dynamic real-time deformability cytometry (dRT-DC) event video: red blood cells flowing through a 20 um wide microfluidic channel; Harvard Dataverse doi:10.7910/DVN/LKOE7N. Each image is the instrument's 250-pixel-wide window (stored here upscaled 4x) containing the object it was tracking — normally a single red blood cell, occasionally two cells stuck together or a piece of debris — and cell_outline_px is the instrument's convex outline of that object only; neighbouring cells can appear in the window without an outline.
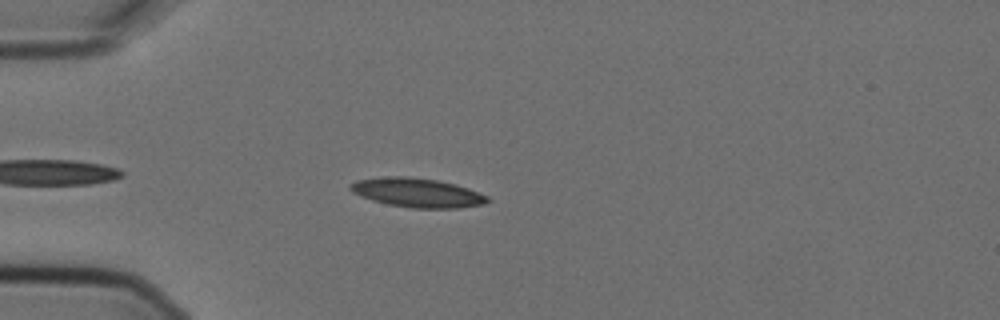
{"species": "Egyptian fruit bat (a non-hibernating species)", "species_latin": "Rousettus aegyptiacus", "temperature_condition": "cold", "stored_images_in_passage": 7, "camera_frame_rate_fps": 3000, "um_per_image_px": 0.085, "animal": {"sex": "female"}, "frame": {"image": 1, "passage_image": 5, "time_ms": 1.333, "image_size_px": [1000, 320], "cell_outline_px": [[492, 200], [484, 204], [460, 208], [412, 208], [388, 204], [372, 200], [352, 192], [348, 188], [356, 180], [388, 176], [408, 176], [436, 180], [456, 184], [468, 188], [488, 196]], "centroid_in_image_um": [35.5, 16.38], "position_along_channel_um": 49.5, "area_um2": 23.29}}
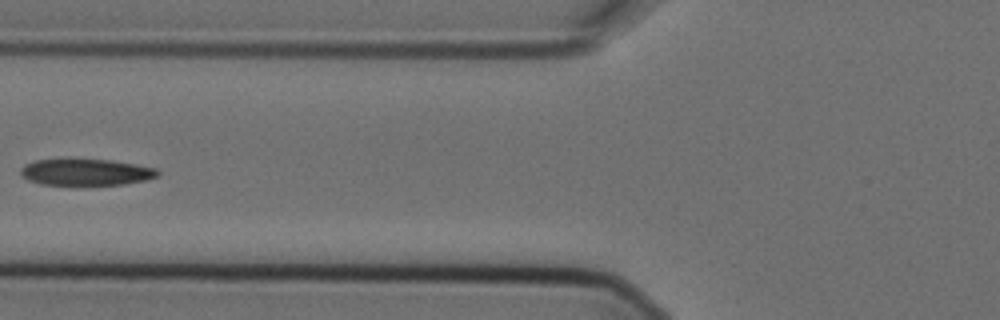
{"frame": {"image": 2, "passage_image": 7, "time_ms": 2.0, "image_size_px": [1000, 320], "cell_outline_px": [[160, 176], [144, 180], [124, 184], [40, 184], [28, 180], [20, 172], [20, 168], [24, 164], [36, 160], [72, 156], [112, 160], [156, 168], [160, 172]], "centroid_in_image_um": [7.27, 14.57], "position_along_channel_um": 118.5, "area_um2": 21.85}}